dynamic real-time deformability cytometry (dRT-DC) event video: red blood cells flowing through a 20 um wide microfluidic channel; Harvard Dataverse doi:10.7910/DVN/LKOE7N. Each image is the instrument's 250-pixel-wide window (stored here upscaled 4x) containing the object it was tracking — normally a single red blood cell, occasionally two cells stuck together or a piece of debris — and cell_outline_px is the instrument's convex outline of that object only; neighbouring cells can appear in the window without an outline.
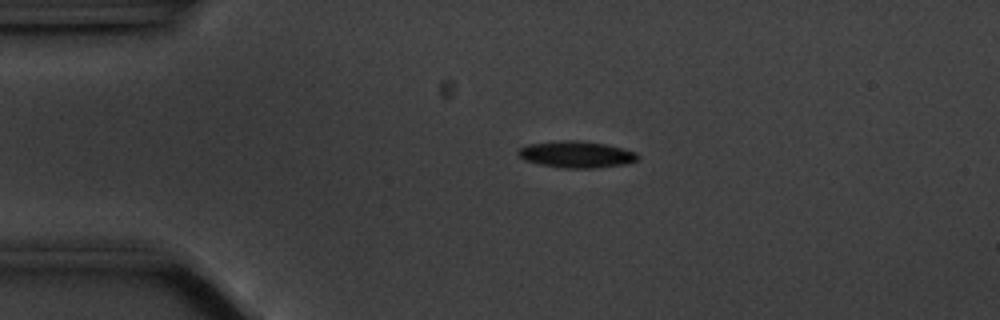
{"species": "common noctule bat (a hibernating species)", "species_latin": "Nyctalus noctula", "temperature_condition": "cold", "stored_images_in_passage": 51, "camera_frame_rate_fps": 3000, "um_per_image_px": 0.085, "animal": {"sex": "male", "body_mass_g": 20.1, "forearm_length_mm": 53.5}, "frame": {"image": 1, "passage_image": 7, "time_ms": 2.0, "image_size_px": [1000, 320], "cell_outline_px": [[640, 156], [636, 160], [628, 164], [592, 168], [564, 168], [540, 164], [524, 160], [516, 152], [520, 148], [528, 144], [552, 140], [580, 140], [604, 144], [636, 152]], "centroid_in_image_um": [48.97, 13.12], "position_along_channel_um": 36.0, "area_um2": 18.61}}
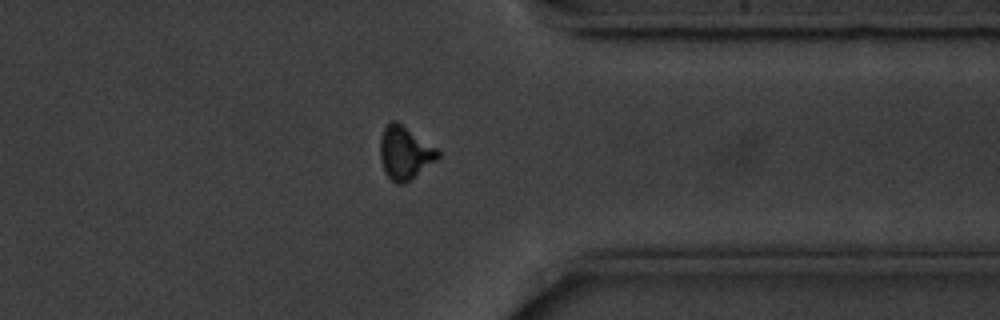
{"frame": {"image": 2, "passage_image": 39, "time_ms": 12.667, "image_size_px": [1000, 320], "cell_outline_px": [[440, 156], [436, 160], [404, 184], [396, 184], [384, 172], [380, 160], [380, 136], [384, 128], [392, 120], [396, 120], [436, 148], [440, 152]], "centroid_in_image_um": [34.38, 12.99], "position_along_channel_um": 377.0, "area_um2": 17.69}}
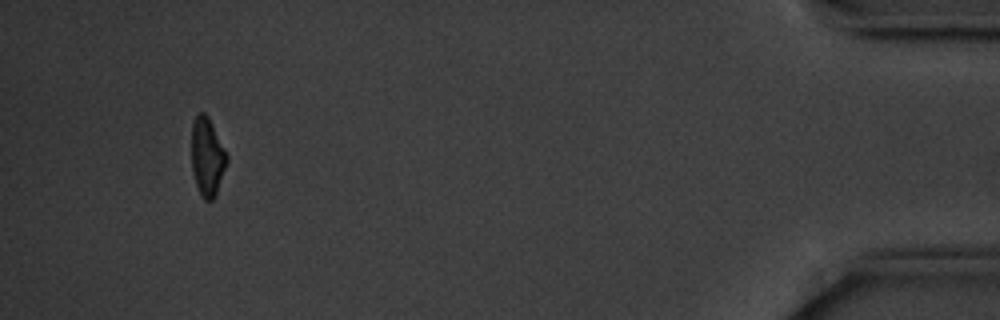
{"frame": {"image": 3, "passage_image": 48, "time_ms": 15.667, "image_size_px": [1000, 320], "cell_outline_px": [[228, 160], [216, 196], [212, 200], [204, 200], [196, 184], [192, 172], [192, 124], [196, 116], [200, 112], [204, 112], [208, 116], [228, 156]], "centroid_in_image_um": [17.62, 13.35], "position_along_channel_um": 417.6, "area_um2": 16.01}, "authors_computed_cell_mechanics": {"area_um2": 17.3978, "velocity_mm_per_s": 3.5572, "shape_relaxation_time_tau1_ms": 2.7645, "shape_relaxation_time_tau2_ms": 3.6136, "deformation_change_tau1": 0.1181, "deformation_change_tau2": 0.089}}